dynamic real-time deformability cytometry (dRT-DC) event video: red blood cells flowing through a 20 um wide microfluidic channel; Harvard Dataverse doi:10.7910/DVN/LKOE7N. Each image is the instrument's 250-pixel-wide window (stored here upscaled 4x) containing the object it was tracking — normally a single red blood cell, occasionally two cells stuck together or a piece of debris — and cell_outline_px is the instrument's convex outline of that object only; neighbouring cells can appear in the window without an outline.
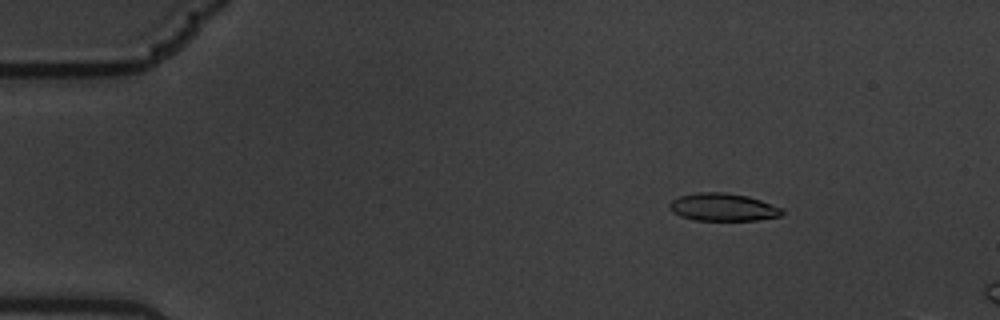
{"species": "common noctule bat (a hibernating species)", "species_latin": "Nyctalus noctula", "temperature_condition": "warm", "stored_images_in_passage": 15, "camera_frame_rate_fps": 3000, "um_per_image_px": 0.085, "animal": {"sex": "male", "body_mass_g": 19.5, "forearm_length_mm": 54.6}, "frame": {"image": 1, "passage_image": 9, "time_ms": 2.667, "image_size_px": [1000, 320], "cell_outline_px": [[784, 212], [780, 216], [756, 220], [696, 220], [680, 216], [672, 212], [668, 208], [668, 204], [672, 200], [680, 196], [696, 192], [724, 192], [748, 196], [784, 208]], "centroid_in_image_um": [61.44, 17.6], "position_along_channel_um": 23.6, "area_um2": 18.26}}